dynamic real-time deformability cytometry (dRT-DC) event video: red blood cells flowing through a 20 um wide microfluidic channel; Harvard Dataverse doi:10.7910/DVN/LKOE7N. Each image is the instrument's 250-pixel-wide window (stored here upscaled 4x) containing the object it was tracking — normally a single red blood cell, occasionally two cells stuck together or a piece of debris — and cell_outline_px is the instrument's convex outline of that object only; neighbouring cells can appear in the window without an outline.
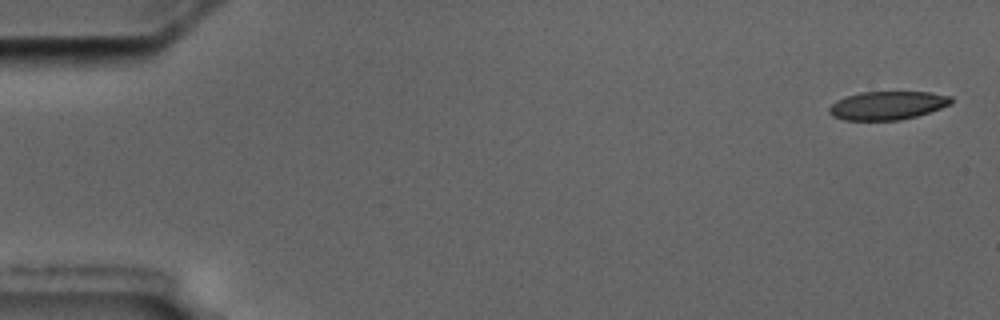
{"species": "common noctule bat (a hibernating species)", "species_latin": "Nyctalus noctula", "temperature_condition": "cold", "stored_images_in_passage": 8, "camera_frame_rate_fps": 3000, "um_per_image_px": 0.085, "animal": {"sex": "male", "body_mass_g": 17.5, "forearm_length_mm": 52.3}, "frame": {"image": 1, "passage_image": 1, "time_ms": 0.0, "image_size_px": [1000, 320], "cell_outline_px": [[952, 104], [916, 116], [900, 120], [844, 120], [832, 116], [828, 112], [828, 108], [836, 100], [860, 92], [932, 92], [952, 96]], "centroid_in_image_um": [75.43, 8.96], "position_along_channel_um": 9.6, "area_um2": 20.23}}
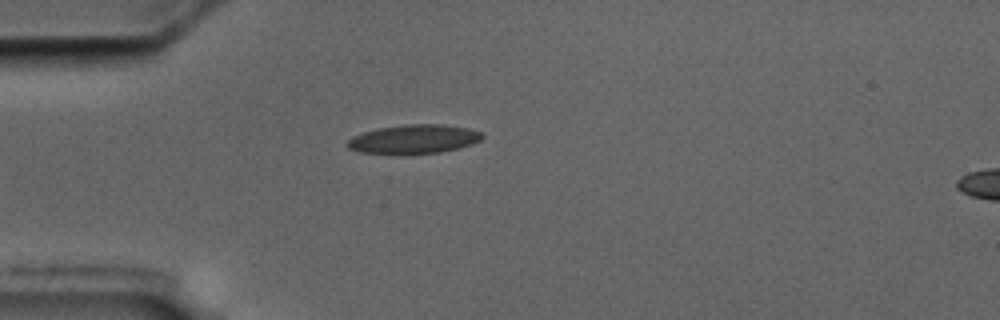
{"frame": {"image": 2, "passage_image": 5, "time_ms": 4.667, "image_size_px": [1000, 320], "cell_outline_px": [[484, 136], [480, 140], [472, 144], [460, 148], [440, 152], [360, 152], [348, 148], [344, 144], [352, 136], [376, 128], [404, 124], [440, 124], [468, 128], [484, 132]], "centroid_in_image_um": [35.2, 11.79], "position_along_channel_um": 49.8, "area_um2": 22.37}}
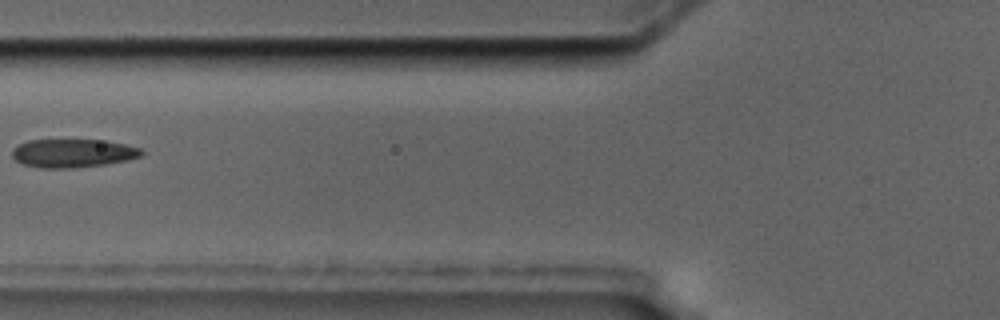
{"frame": {"image": 3, "passage_image": 7, "time_ms": 7.0, "image_size_px": [1000, 320], "cell_outline_px": [[144, 152], [140, 156], [128, 160], [104, 164], [72, 168], [40, 168], [24, 164], [16, 160], [12, 156], [12, 148], [28, 140], [104, 140], [124, 144], [140, 148]], "centroid_in_image_um": [6.18, 13.02], "position_along_channel_um": 119.6, "area_um2": 21.33}}